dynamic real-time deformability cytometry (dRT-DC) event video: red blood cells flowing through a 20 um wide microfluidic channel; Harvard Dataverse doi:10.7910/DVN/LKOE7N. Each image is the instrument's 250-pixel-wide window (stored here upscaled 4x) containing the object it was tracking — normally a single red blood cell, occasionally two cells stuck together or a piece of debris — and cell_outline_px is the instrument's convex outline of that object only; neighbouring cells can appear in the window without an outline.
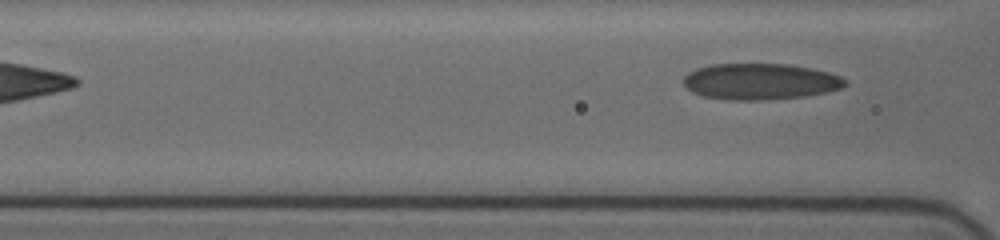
{"species": "human", "species_latin": "Homo sapiens", "temperature_condition": "cold", "stored_images_in_passage": 9, "segment_of_instrument_passage": [2, 2], "camera_frame_rate_fps": 3000, "um_per_image_px": 0.085, "donor": {"sex": "female"}, "frame": {"image": 1, "passage_image": 9, "time_ms": 5.0, "image_size_px": [1000, 240], "cell_outline_px": [[848, 84], [840, 88], [824, 92], [804, 96], [760, 100], [732, 100], [704, 96], [692, 92], [684, 84], [684, 76], [688, 72], [696, 68], [712, 64], [788, 64], [828, 72], [840, 76]], "centroid_in_image_um": [64.58, 6.92], "position_along_channel_um": 102.0, "area_um2": 33.76}}